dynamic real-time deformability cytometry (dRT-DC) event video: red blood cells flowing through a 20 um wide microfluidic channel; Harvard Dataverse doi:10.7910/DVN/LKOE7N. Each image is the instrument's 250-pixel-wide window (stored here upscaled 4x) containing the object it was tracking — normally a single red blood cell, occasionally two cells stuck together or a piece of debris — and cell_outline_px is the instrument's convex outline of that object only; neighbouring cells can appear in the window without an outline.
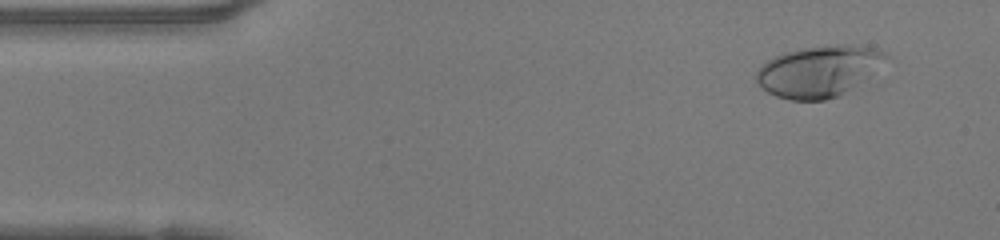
{"species": "human", "species_latin": "Homo sapiens", "temperature_condition": "warm", "stored_images_in_passage": 48, "camera_frame_rate_fps": 3000, "um_per_image_px": 0.085, "donor": {"sex": "female"}, "frame": {"image": 1, "passage_image": 4, "time_ms": 1.0, "image_size_px": [1000, 240], "cell_outline_px": [[888, 56], [840, 96], [824, 100], [788, 100], [776, 96], [760, 88], [756, 84], [756, 72], [768, 60], [784, 52], [800, 48], [836, 44], [852, 44], [872, 48], [884, 52]], "centroid_in_image_um": [69.47, 6.05], "position_along_channel_um": 15.5, "area_um2": 37.74}}
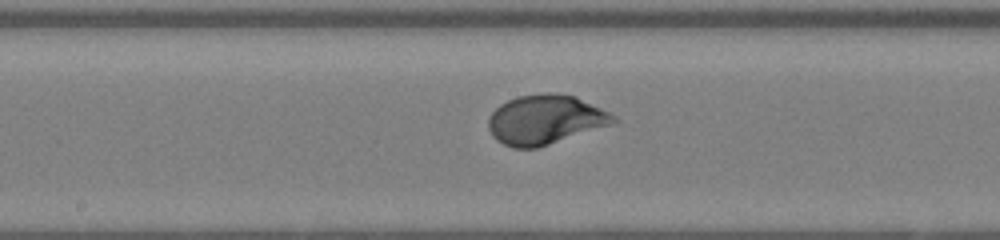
{"frame": {"image": 2, "passage_image": 24, "time_ms": 7.667, "image_size_px": [1000, 240], "cell_outline_px": [[620, 120], [612, 124], [536, 148], [512, 148], [496, 140], [492, 136], [488, 128], [488, 116], [500, 104], [516, 96], [544, 92], [548, 92], [576, 96], [616, 116]], "centroid_in_image_um": [46.31, 10.16], "position_along_channel_um": 201.9, "area_um2": 36.01}}
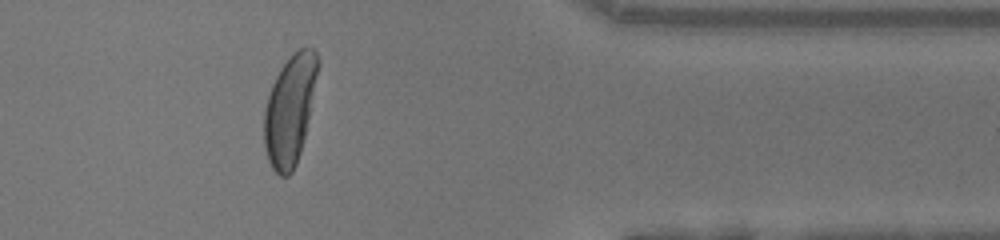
{"frame": {"image": 3, "passage_image": 39, "time_ms": 12.667, "image_size_px": [1000, 240], "cell_outline_px": [[320, 64], [304, 136], [300, 152], [296, 164], [292, 172], [288, 176], [280, 176], [272, 168], [268, 160], [264, 148], [264, 112], [268, 96], [272, 84], [280, 68], [292, 52], [300, 48], [312, 48], [316, 52], [320, 60]], "centroid_in_image_um": [24.63, 9.3], "position_along_channel_um": 386.8, "area_um2": 34.16}, "authors_computed_cell_mechanics": {"area_um2": 35.7493, "velocity_mm_per_s": 4.1726, "shape_relaxation_time_tau1_ms": 3.7143, "shape_relaxation_time_tau2_ms": null, "deformation_change_tau1": 0.2079, "deformation_change_tau2": null}}